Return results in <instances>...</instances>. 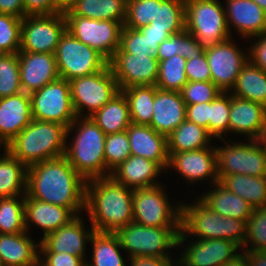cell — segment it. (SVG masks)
<instances>
[{
  "mask_svg": "<svg viewBox=\"0 0 266 266\" xmlns=\"http://www.w3.org/2000/svg\"><path fill=\"white\" fill-rule=\"evenodd\" d=\"M90 117L106 135L126 131L132 123L127 99L121 91Z\"/></svg>",
  "mask_w": 266,
  "mask_h": 266,
  "instance_id": "obj_30",
  "label": "cell"
},
{
  "mask_svg": "<svg viewBox=\"0 0 266 266\" xmlns=\"http://www.w3.org/2000/svg\"><path fill=\"white\" fill-rule=\"evenodd\" d=\"M30 94L0 98V138L8 145L31 121Z\"/></svg>",
  "mask_w": 266,
  "mask_h": 266,
  "instance_id": "obj_25",
  "label": "cell"
},
{
  "mask_svg": "<svg viewBox=\"0 0 266 266\" xmlns=\"http://www.w3.org/2000/svg\"><path fill=\"white\" fill-rule=\"evenodd\" d=\"M165 189L158 184L133 190V222L148 227H180L181 202L173 206Z\"/></svg>",
  "mask_w": 266,
  "mask_h": 266,
  "instance_id": "obj_9",
  "label": "cell"
},
{
  "mask_svg": "<svg viewBox=\"0 0 266 266\" xmlns=\"http://www.w3.org/2000/svg\"><path fill=\"white\" fill-rule=\"evenodd\" d=\"M212 187V190L206 191L198 197L205 205L222 217H231L246 222L249 220L254 210L250 203L235 195L220 182L213 184Z\"/></svg>",
  "mask_w": 266,
  "mask_h": 266,
  "instance_id": "obj_29",
  "label": "cell"
},
{
  "mask_svg": "<svg viewBox=\"0 0 266 266\" xmlns=\"http://www.w3.org/2000/svg\"><path fill=\"white\" fill-rule=\"evenodd\" d=\"M195 199L191 204L181 203L179 234L186 240L191 236L196 239H226L242 249L246 240L247 222L231 217H222L212 211L198 197Z\"/></svg>",
  "mask_w": 266,
  "mask_h": 266,
  "instance_id": "obj_4",
  "label": "cell"
},
{
  "mask_svg": "<svg viewBox=\"0 0 266 266\" xmlns=\"http://www.w3.org/2000/svg\"><path fill=\"white\" fill-rule=\"evenodd\" d=\"M210 102L186 105V119L209 132Z\"/></svg>",
  "mask_w": 266,
  "mask_h": 266,
  "instance_id": "obj_52",
  "label": "cell"
},
{
  "mask_svg": "<svg viewBox=\"0 0 266 266\" xmlns=\"http://www.w3.org/2000/svg\"><path fill=\"white\" fill-rule=\"evenodd\" d=\"M82 216L77 215L68 224L58 230L47 234L40 242L50 251L56 253H68L76 255L87 262V243L95 232L93 226L86 228Z\"/></svg>",
  "mask_w": 266,
  "mask_h": 266,
  "instance_id": "obj_20",
  "label": "cell"
},
{
  "mask_svg": "<svg viewBox=\"0 0 266 266\" xmlns=\"http://www.w3.org/2000/svg\"><path fill=\"white\" fill-rule=\"evenodd\" d=\"M219 182L254 208L266 206V176L226 175Z\"/></svg>",
  "mask_w": 266,
  "mask_h": 266,
  "instance_id": "obj_35",
  "label": "cell"
},
{
  "mask_svg": "<svg viewBox=\"0 0 266 266\" xmlns=\"http://www.w3.org/2000/svg\"><path fill=\"white\" fill-rule=\"evenodd\" d=\"M0 13L24 17V0H0Z\"/></svg>",
  "mask_w": 266,
  "mask_h": 266,
  "instance_id": "obj_57",
  "label": "cell"
},
{
  "mask_svg": "<svg viewBox=\"0 0 266 266\" xmlns=\"http://www.w3.org/2000/svg\"><path fill=\"white\" fill-rule=\"evenodd\" d=\"M133 190L111 176L88 180L86 207L88 221L96 232L115 233L133 222Z\"/></svg>",
  "mask_w": 266,
  "mask_h": 266,
  "instance_id": "obj_2",
  "label": "cell"
},
{
  "mask_svg": "<svg viewBox=\"0 0 266 266\" xmlns=\"http://www.w3.org/2000/svg\"><path fill=\"white\" fill-rule=\"evenodd\" d=\"M34 266H47V265L40 258H38Z\"/></svg>",
  "mask_w": 266,
  "mask_h": 266,
  "instance_id": "obj_64",
  "label": "cell"
},
{
  "mask_svg": "<svg viewBox=\"0 0 266 266\" xmlns=\"http://www.w3.org/2000/svg\"><path fill=\"white\" fill-rule=\"evenodd\" d=\"M126 131L131 155L154 161L167 171L169 161L167 136L158 133L150 126L134 123H131Z\"/></svg>",
  "mask_w": 266,
  "mask_h": 266,
  "instance_id": "obj_23",
  "label": "cell"
},
{
  "mask_svg": "<svg viewBox=\"0 0 266 266\" xmlns=\"http://www.w3.org/2000/svg\"><path fill=\"white\" fill-rule=\"evenodd\" d=\"M115 53L146 54L157 57V50L149 48L146 36L139 29L122 28L120 47Z\"/></svg>",
  "mask_w": 266,
  "mask_h": 266,
  "instance_id": "obj_49",
  "label": "cell"
},
{
  "mask_svg": "<svg viewBox=\"0 0 266 266\" xmlns=\"http://www.w3.org/2000/svg\"><path fill=\"white\" fill-rule=\"evenodd\" d=\"M254 43L249 45V60L266 72V33L257 35Z\"/></svg>",
  "mask_w": 266,
  "mask_h": 266,
  "instance_id": "obj_54",
  "label": "cell"
},
{
  "mask_svg": "<svg viewBox=\"0 0 266 266\" xmlns=\"http://www.w3.org/2000/svg\"><path fill=\"white\" fill-rule=\"evenodd\" d=\"M119 89L156 85L159 61L146 54L115 53L108 62Z\"/></svg>",
  "mask_w": 266,
  "mask_h": 266,
  "instance_id": "obj_17",
  "label": "cell"
},
{
  "mask_svg": "<svg viewBox=\"0 0 266 266\" xmlns=\"http://www.w3.org/2000/svg\"><path fill=\"white\" fill-rule=\"evenodd\" d=\"M24 211V196L0 198V234L26 231Z\"/></svg>",
  "mask_w": 266,
  "mask_h": 266,
  "instance_id": "obj_40",
  "label": "cell"
},
{
  "mask_svg": "<svg viewBox=\"0 0 266 266\" xmlns=\"http://www.w3.org/2000/svg\"><path fill=\"white\" fill-rule=\"evenodd\" d=\"M187 241L178 235L177 247H186L178 258V266H223L233 259L242 249L226 239H191Z\"/></svg>",
  "mask_w": 266,
  "mask_h": 266,
  "instance_id": "obj_16",
  "label": "cell"
},
{
  "mask_svg": "<svg viewBox=\"0 0 266 266\" xmlns=\"http://www.w3.org/2000/svg\"><path fill=\"white\" fill-rule=\"evenodd\" d=\"M130 155V143L127 131L106 135L104 156L106 173L109 176L111 172L123 163Z\"/></svg>",
  "mask_w": 266,
  "mask_h": 266,
  "instance_id": "obj_45",
  "label": "cell"
},
{
  "mask_svg": "<svg viewBox=\"0 0 266 266\" xmlns=\"http://www.w3.org/2000/svg\"><path fill=\"white\" fill-rule=\"evenodd\" d=\"M153 106L150 127L167 137L186 120V104L180 92L158 88Z\"/></svg>",
  "mask_w": 266,
  "mask_h": 266,
  "instance_id": "obj_24",
  "label": "cell"
},
{
  "mask_svg": "<svg viewBox=\"0 0 266 266\" xmlns=\"http://www.w3.org/2000/svg\"><path fill=\"white\" fill-rule=\"evenodd\" d=\"M230 93L266 107V72L248 60Z\"/></svg>",
  "mask_w": 266,
  "mask_h": 266,
  "instance_id": "obj_31",
  "label": "cell"
},
{
  "mask_svg": "<svg viewBox=\"0 0 266 266\" xmlns=\"http://www.w3.org/2000/svg\"><path fill=\"white\" fill-rule=\"evenodd\" d=\"M72 133L75 135L67 143ZM105 138L106 134L91 117H76L66 130L64 157L86 181L109 176L104 156Z\"/></svg>",
  "mask_w": 266,
  "mask_h": 266,
  "instance_id": "obj_3",
  "label": "cell"
},
{
  "mask_svg": "<svg viewBox=\"0 0 266 266\" xmlns=\"http://www.w3.org/2000/svg\"><path fill=\"white\" fill-rule=\"evenodd\" d=\"M154 27L167 28L171 34L185 29V0H162L158 4L157 18L150 22Z\"/></svg>",
  "mask_w": 266,
  "mask_h": 266,
  "instance_id": "obj_41",
  "label": "cell"
},
{
  "mask_svg": "<svg viewBox=\"0 0 266 266\" xmlns=\"http://www.w3.org/2000/svg\"><path fill=\"white\" fill-rule=\"evenodd\" d=\"M225 139L220 138L226 145L215 146L219 181L226 175L234 174L266 176V149L259 140L248 139V142L239 143L229 142L228 138L227 143Z\"/></svg>",
  "mask_w": 266,
  "mask_h": 266,
  "instance_id": "obj_8",
  "label": "cell"
},
{
  "mask_svg": "<svg viewBox=\"0 0 266 266\" xmlns=\"http://www.w3.org/2000/svg\"><path fill=\"white\" fill-rule=\"evenodd\" d=\"M39 258L47 266H85L86 262L76 256L65 252H50L41 242L39 243Z\"/></svg>",
  "mask_w": 266,
  "mask_h": 266,
  "instance_id": "obj_50",
  "label": "cell"
},
{
  "mask_svg": "<svg viewBox=\"0 0 266 266\" xmlns=\"http://www.w3.org/2000/svg\"><path fill=\"white\" fill-rule=\"evenodd\" d=\"M157 89L156 85H142L120 90L127 99L132 123L150 126Z\"/></svg>",
  "mask_w": 266,
  "mask_h": 266,
  "instance_id": "obj_37",
  "label": "cell"
},
{
  "mask_svg": "<svg viewBox=\"0 0 266 266\" xmlns=\"http://www.w3.org/2000/svg\"><path fill=\"white\" fill-rule=\"evenodd\" d=\"M21 26L22 18L0 13V54L19 52Z\"/></svg>",
  "mask_w": 266,
  "mask_h": 266,
  "instance_id": "obj_47",
  "label": "cell"
},
{
  "mask_svg": "<svg viewBox=\"0 0 266 266\" xmlns=\"http://www.w3.org/2000/svg\"><path fill=\"white\" fill-rule=\"evenodd\" d=\"M266 12V0H252Z\"/></svg>",
  "mask_w": 266,
  "mask_h": 266,
  "instance_id": "obj_62",
  "label": "cell"
},
{
  "mask_svg": "<svg viewBox=\"0 0 266 266\" xmlns=\"http://www.w3.org/2000/svg\"><path fill=\"white\" fill-rule=\"evenodd\" d=\"M233 39L231 37L204 51L209 64L211 81L222 92L231 91L242 67L249 60V48H247V53H244Z\"/></svg>",
  "mask_w": 266,
  "mask_h": 266,
  "instance_id": "obj_15",
  "label": "cell"
},
{
  "mask_svg": "<svg viewBox=\"0 0 266 266\" xmlns=\"http://www.w3.org/2000/svg\"><path fill=\"white\" fill-rule=\"evenodd\" d=\"M69 83L77 117L92 116L120 92L109 64L95 74L74 78Z\"/></svg>",
  "mask_w": 266,
  "mask_h": 266,
  "instance_id": "obj_10",
  "label": "cell"
},
{
  "mask_svg": "<svg viewBox=\"0 0 266 266\" xmlns=\"http://www.w3.org/2000/svg\"><path fill=\"white\" fill-rule=\"evenodd\" d=\"M127 0H79L70 12L96 20L125 22Z\"/></svg>",
  "mask_w": 266,
  "mask_h": 266,
  "instance_id": "obj_36",
  "label": "cell"
},
{
  "mask_svg": "<svg viewBox=\"0 0 266 266\" xmlns=\"http://www.w3.org/2000/svg\"><path fill=\"white\" fill-rule=\"evenodd\" d=\"M86 183L62 156L28 166L26 193L39 201L66 207L77 216L85 211Z\"/></svg>",
  "mask_w": 266,
  "mask_h": 266,
  "instance_id": "obj_1",
  "label": "cell"
},
{
  "mask_svg": "<svg viewBox=\"0 0 266 266\" xmlns=\"http://www.w3.org/2000/svg\"><path fill=\"white\" fill-rule=\"evenodd\" d=\"M186 105L211 102L222 91L212 81H188L180 91Z\"/></svg>",
  "mask_w": 266,
  "mask_h": 266,
  "instance_id": "obj_48",
  "label": "cell"
},
{
  "mask_svg": "<svg viewBox=\"0 0 266 266\" xmlns=\"http://www.w3.org/2000/svg\"><path fill=\"white\" fill-rule=\"evenodd\" d=\"M211 138L207 129L186 119L167 137L168 154L211 147Z\"/></svg>",
  "mask_w": 266,
  "mask_h": 266,
  "instance_id": "obj_33",
  "label": "cell"
},
{
  "mask_svg": "<svg viewBox=\"0 0 266 266\" xmlns=\"http://www.w3.org/2000/svg\"><path fill=\"white\" fill-rule=\"evenodd\" d=\"M79 0H56L57 11L59 13H66L70 11Z\"/></svg>",
  "mask_w": 266,
  "mask_h": 266,
  "instance_id": "obj_60",
  "label": "cell"
},
{
  "mask_svg": "<svg viewBox=\"0 0 266 266\" xmlns=\"http://www.w3.org/2000/svg\"><path fill=\"white\" fill-rule=\"evenodd\" d=\"M163 172L166 171L156 162L141 156L130 155L111 172L110 176L116 182L134 190L162 184L158 181V176Z\"/></svg>",
  "mask_w": 266,
  "mask_h": 266,
  "instance_id": "obj_27",
  "label": "cell"
},
{
  "mask_svg": "<svg viewBox=\"0 0 266 266\" xmlns=\"http://www.w3.org/2000/svg\"><path fill=\"white\" fill-rule=\"evenodd\" d=\"M242 252V253H241ZM233 259L226 262L223 266H250L249 251H241Z\"/></svg>",
  "mask_w": 266,
  "mask_h": 266,
  "instance_id": "obj_58",
  "label": "cell"
},
{
  "mask_svg": "<svg viewBox=\"0 0 266 266\" xmlns=\"http://www.w3.org/2000/svg\"><path fill=\"white\" fill-rule=\"evenodd\" d=\"M65 31L66 20L63 13L26 15L22 18L19 51L55 54Z\"/></svg>",
  "mask_w": 266,
  "mask_h": 266,
  "instance_id": "obj_14",
  "label": "cell"
},
{
  "mask_svg": "<svg viewBox=\"0 0 266 266\" xmlns=\"http://www.w3.org/2000/svg\"><path fill=\"white\" fill-rule=\"evenodd\" d=\"M56 0H24V17L26 15L57 14Z\"/></svg>",
  "mask_w": 266,
  "mask_h": 266,
  "instance_id": "obj_53",
  "label": "cell"
},
{
  "mask_svg": "<svg viewBox=\"0 0 266 266\" xmlns=\"http://www.w3.org/2000/svg\"><path fill=\"white\" fill-rule=\"evenodd\" d=\"M27 169L8 150L0 156V198L26 195Z\"/></svg>",
  "mask_w": 266,
  "mask_h": 266,
  "instance_id": "obj_32",
  "label": "cell"
},
{
  "mask_svg": "<svg viewBox=\"0 0 266 266\" xmlns=\"http://www.w3.org/2000/svg\"><path fill=\"white\" fill-rule=\"evenodd\" d=\"M203 53L204 50L198 44L197 39L184 29L178 33L171 34L160 43L156 58L158 61H162L178 54L186 60H190L198 58Z\"/></svg>",
  "mask_w": 266,
  "mask_h": 266,
  "instance_id": "obj_38",
  "label": "cell"
},
{
  "mask_svg": "<svg viewBox=\"0 0 266 266\" xmlns=\"http://www.w3.org/2000/svg\"><path fill=\"white\" fill-rule=\"evenodd\" d=\"M60 78L70 81L103 70L108 61L96 50L73 37L67 30L55 51Z\"/></svg>",
  "mask_w": 266,
  "mask_h": 266,
  "instance_id": "obj_12",
  "label": "cell"
},
{
  "mask_svg": "<svg viewBox=\"0 0 266 266\" xmlns=\"http://www.w3.org/2000/svg\"><path fill=\"white\" fill-rule=\"evenodd\" d=\"M169 168H174L173 170L177 171L180 177H183L189 184L197 183V181L201 184V181H208L213 185L219 182L216 149L212 145L198 150L171 153L167 170Z\"/></svg>",
  "mask_w": 266,
  "mask_h": 266,
  "instance_id": "obj_18",
  "label": "cell"
},
{
  "mask_svg": "<svg viewBox=\"0 0 266 266\" xmlns=\"http://www.w3.org/2000/svg\"><path fill=\"white\" fill-rule=\"evenodd\" d=\"M185 29L204 51L232 37L220 0H185Z\"/></svg>",
  "mask_w": 266,
  "mask_h": 266,
  "instance_id": "obj_6",
  "label": "cell"
},
{
  "mask_svg": "<svg viewBox=\"0 0 266 266\" xmlns=\"http://www.w3.org/2000/svg\"><path fill=\"white\" fill-rule=\"evenodd\" d=\"M230 92H222L210 102L209 133L214 139L229 133Z\"/></svg>",
  "mask_w": 266,
  "mask_h": 266,
  "instance_id": "obj_46",
  "label": "cell"
},
{
  "mask_svg": "<svg viewBox=\"0 0 266 266\" xmlns=\"http://www.w3.org/2000/svg\"><path fill=\"white\" fill-rule=\"evenodd\" d=\"M20 83L23 92L31 94L60 78L55 54L18 52Z\"/></svg>",
  "mask_w": 266,
  "mask_h": 266,
  "instance_id": "obj_19",
  "label": "cell"
},
{
  "mask_svg": "<svg viewBox=\"0 0 266 266\" xmlns=\"http://www.w3.org/2000/svg\"><path fill=\"white\" fill-rule=\"evenodd\" d=\"M29 232L0 234V262L3 266H34L39 258V242Z\"/></svg>",
  "mask_w": 266,
  "mask_h": 266,
  "instance_id": "obj_28",
  "label": "cell"
},
{
  "mask_svg": "<svg viewBox=\"0 0 266 266\" xmlns=\"http://www.w3.org/2000/svg\"><path fill=\"white\" fill-rule=\"evenodd\" d=\"M185 72L188 81H211V73L205 52L196 59L187 60Z\"/></svg>",
  "mask_w": 266,
  "mask_h": 266,
  "instance_id": "obj_51",
  "label": "cell"
},
{
  "mask_svg": "<svg viewBox=\"0 0 266 266\" xmlns=\"http://www.w3.org/2000/svg\"><path fill=\"white\" fill-rule=\"evenodd\" d=\"M1 147L3 148V153H1L0 156H2V154H4L7 151V144L0 138V148Z\"/></svg>",
  "mask_w": 266,
  "mask_h": 266,
  "instance_id": "obj_63",
  "label": "cell"
},
{
  "mask_svg": "<svg viewBox=\"0 0 266 266\" xmlns=\"http://www.w3.org/2000/svg\"><path fill=\"white\" fill-rule=\"evenodd\" d=\"M162 0H127L124 27L140 29L157 18L158 4Z\"/></svg>",
  "mask_w": 266,
  "mask_h": 266,
  "instance_id": "obj_44",
  "label": "cell"
},
{
  "mask_svg": "<svg viewBox=\"0 0 266 266\" xmlns=\"http://www.w3.org/2000/svg\"><path fill=\"white\" fill-rule=\"evenodd\" d=\"M89 244L93 246V251L91 261L86 262L88 266H128L120 252L123 249L115 233L95 231Z\"/></svg>",
  "mask_w": 266,
  "mask_h": 266,
  "instance_id": "obj_34",
  "label": "cell"
},
{
  "mask_svg": "<svg viewBox=\"0 0 266 266\" xmlns=\"http://www.w3.org/2000/svg\"><path fill=\"white\" fill-rule=\"evenodd\" d=\"M64 125L33 119L8 145L7 150L27 167L64 156Z\"/></svg>",
  "mask_w": 266,
  "mask_h": 266,
  "instance_id": "obj_5",
  "label": "cell"
},
{
  "mask_svg": "<svg viewBox=\"0 0 266 266\" xmlns=\"http://www.w3.org/2000/svg\"><path fill=\"white\" fill-rule=\"evenodd\" d=\"M23 92L18 53L0 54V98Z\"/></svg>",
  "mask_w": 266,
  "mask_h": 266,
  "instance_id": "obj_42",
  "label": "cell"
},
{
  "mask_svg": "<svg viewBox=\"0 0 266 266\" xmlns=\"http://www.w3.org/2000/svg\"><path fill=\"white\" fill-rule=\"evenodd\" d=\"M175 260L173 258L137 256L129 258V266H178L177 259L175 258Z\"/></svg>",
  "mask_w": 266,
  "mask_h": 266,
  "instance_id": "obj_56",
  "label": "cell"
},
{
  "mask_svg": "<svg viewBox=\"0 0 266 266\" xmlns=\"http://www.w3.org/2000/svg\"><path fill=\"white\" fill-rule=\"evenodd\" d=\"M66 30L76 39L99 52L108 62L120 47L123 22L96 20L64 13Z\"/></svg>",
  "mask_w": 266,
  "mask_h": 266,
  "instance_id": "obj_11",
  "label": "cell"
},
{
  "mask_svg": "<svg viewBox=\"0 0 266 266\" xmlns=\"http://www.w3.org/2000/svg\"><path fill=\"white\" fill-rule=\"evenodd\" d=\"M250 266H266V251L249 252Z\"/></svg>",
  "mask_w": 266,
  "mask_h": 266,
  "instance_id": "obj_59",
  "label": "cell"
},
{
  "mask_svg": "<svg viewBox=\"0 0 266 266\" xmlns=\"http://www.w3.org/2000/svg\"><path fill=\"white\" fill-rule=\"evenodd\" d=\"M249 246V247H247ZM243 251H266V206L254 208L246 227Z\"/></svg>",
  "mask_w": 266,
  "mask_h": 266,
  "instance_id": "obj_43",
  "label": "cell"
},
{
  "mask_svg": "<svg viewBox=\"0 0 266 266\" xmlns=\"http://www.w3.org/2000/svg\"><path fill=\"white\" fill-rule=\"evenodd\" d=\"M32 118L56 122L66 128L76 119L70 83L59 78L30 94Z\"/></svg>",
  "mask_w": 266,
  "mask_h": 266,
  "instance_id": "obj_13",
  "label": "cell"
},
{
  "mask_svg": "<svg viewBox=\"0 0 266 266\" xmlns=\"http://www.w3.org/2000/svg\"><path fill=\"white\" fill-rule=\"evenodd\" d=\"M259 141L262 144H266V118H265V124H264L263 133H262V136L260 137Z\"/></svg>",
  "mask_w": 266,
  "mask_h": 266,
  "instance_id": "obj_61",
  "label": "cell"
},
{
  "mask_svg": "<svg viewBox=\"0 0 266 266\" xmlns=\"http://www.w3.org/2000/svg\"><path fill=\"white\" fill-rule=\"evenodd\" d=\"M186 62L187 60L178 54L159 61L156 86L163 90L180 92L188 82Z\"/></svg>",
  "mask_w": 266,
  "mask_h": 266,
  "instance_id": "obj_39",
  "label": "cell"
},
{
  "mask_svg": "<svg viewBox=\"0 0 266 266\" xmlns=\"http://www.w3.org/2000/svg\"><path fill=\"white\" fill-rule=\"evenodd\" d=\"M24 210L26 231L31 229V225H36L43 231L42 238L68 224L76 217L66 207L39 201L31 198L27 193L24 196Z\"/></svg>",
  "mask_w": 266,
  "mask_h": 266,
  "instance_id": "obj_26",
  "label": "cell"
},
{
  "mask_svg": "<svg viewBox=\"0 0 266 266\" xmlns=\"http://www.w3.org/2000/svg\"><path fill=\"white\" fill-rule=\"evenodd\" d=\"M227 25L231 32L236 30L240 37L250 40L266 33V12L252 0H225ZM232 27V29H231Z\"/></svg>",
  "mask_w": 266,
  "mask_h": 266,
  "instance_id": "obj_21",
  "label": "cell"
},
{
  "mask_svg": "<svg viewBox=\"0 0 266 266\" xmlns=\"http://www.w3.org/2000/svg\"><path fill=\"white\" fill-rule=\"evenodd\" d=\"M139 30L146 36L149 48L154 50H157L160 43L170 36L167 28L154 27L151 24L141 27Z\"/></svg>",
  "mask_w": 266,
  "mask_h": 266,
  "instance_id": "obj_55",
  "label": "cell"
},
{
  "mask_svg": "<svg viewBox=\"0 0 266 266\" xmlns=\"http://www.w3.org/2000/svg\"><path fill=\"white\" fill-rule=\"evenodd\" d=\"M179 233L180 227H148L135 222L120 227L115 232L123 251L129 254L128 258H172V253L168 251L177 248Z\"/></svg>",
  "mask_w": 266,
  "mask_h": 266,
  "instance_id": "obj_7",
  "label": "cell"
},
{
  "mask_svg": "<svg viewBox=\"0 0 266 266\" xmlns=\"http://www.w3.org/2000/svg\"><path fill=\"white\" fill-rule=\"evenodd\" d=\"M266 118V107L230 93L229 133L246 135V139L259 140Z\"/></svg>",
  "mask_w": 266,
  "mask_h": 266,
  "instance_id": "obj_22",
  "label": "cell"
}]
</instances>
